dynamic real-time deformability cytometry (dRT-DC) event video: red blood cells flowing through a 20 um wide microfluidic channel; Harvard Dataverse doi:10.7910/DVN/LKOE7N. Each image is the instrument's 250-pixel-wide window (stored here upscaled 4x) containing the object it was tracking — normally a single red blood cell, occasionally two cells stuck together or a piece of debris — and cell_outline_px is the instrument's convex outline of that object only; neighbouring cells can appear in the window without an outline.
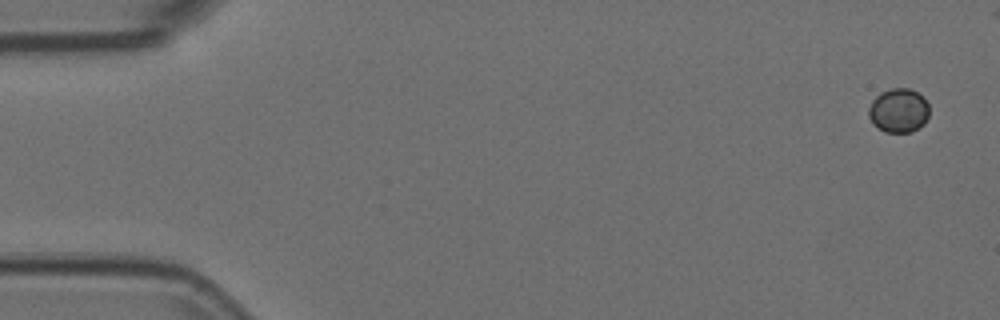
{"species": "Egyptian fruit bat (a non-hibernating species)", "species_latin": "Rousettus aegyptiacus", "temperature_condition": "room temperature", "stored_images_in_passage": 6, "camera_frame_rate_fps": 3000, "um_per_image_px": 0.085, "animal": {"sex": "female"}, "frame": {"image": 1, "passage_image": 1, "time_ms": 0.0, "image_size_px": [1000, 320], "cell_outline_px": [[928, 116], [924, 124], [912, 132], [884, 132], [872, 124], [868, 116], [868, 108], [872, 100], [880, 92], [892, 88], [908, 88], [924, 96], [928, 104]], "centroid_in_image_um": [76.37, 9.39], "position_along_channel_um": 8.6, "area_um2": 15.78}}
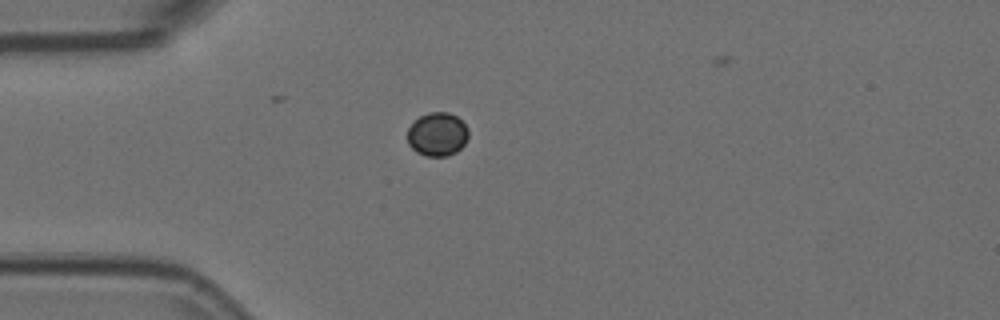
{"frame": {"image": 2, "passage_image": 4, "time_ms": 1.0, "image_size_px": [1000, 320], "cell_outline_px": [[468, 136], [464, 144], [456, 152], [448, 156], [424, 156], [416, 152], [408, 144], [408, 128], [420, 116], [428, 112], [448, 112], [456, 116], [468, 128]], "centroid_in_image_um": [37.17, 11.42], "position_along_channel_um": 47.8, "area_um2": 15.49}}